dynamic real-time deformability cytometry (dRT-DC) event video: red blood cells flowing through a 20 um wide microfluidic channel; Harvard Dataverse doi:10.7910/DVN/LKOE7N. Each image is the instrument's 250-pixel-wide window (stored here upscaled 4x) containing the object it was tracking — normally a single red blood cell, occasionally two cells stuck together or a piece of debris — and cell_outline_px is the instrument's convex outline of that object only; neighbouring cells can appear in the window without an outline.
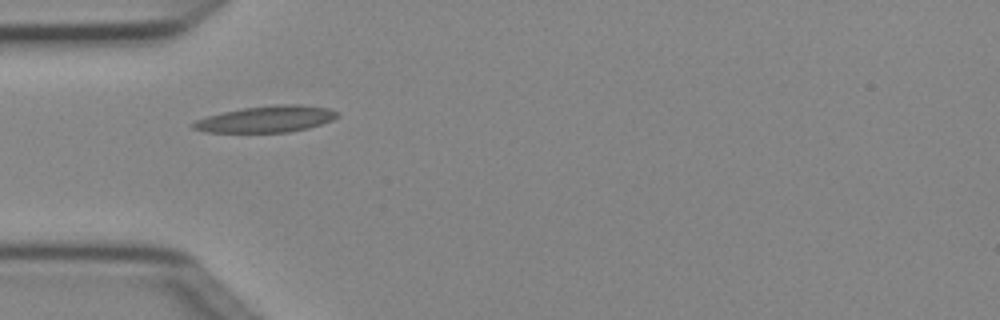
{"species": "Egyptian fruit bat (a non-hibernating species)", "species_latin": "Rousettus aegyptiacus", "temperature_condition": "cold", "stored_images_in_passage": 8, "camera_frame_rate_fps": 3000, "um_per_image_px": 0.085, "animal": {"sex": "female"}, "frame": {"image": 1, "passage_image": 5, "time_ms": 1.333, "image_size_px": [1000, 320], "cell_outline_px": [[340, 116], [332, 120], [308, 128], [288, 132], [204, 132], [192, 128], [188, 124], [196, 120], [208, 116], [224, 112], [244, 108], [276, 104], [300, 104], [328, 108], [340, 112]], "centroid_in_image_um": [22.65, 10.12], "position_along_channel_um": 62.4, "area_um2": 22.25}}
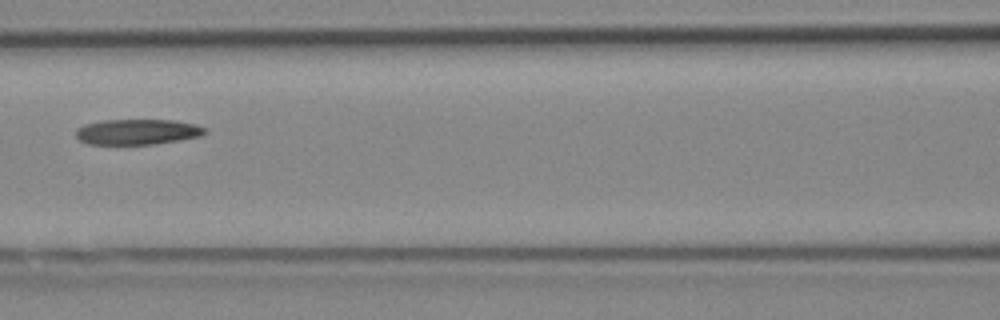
{"frame": {"image": 2, "passage_image": 7, "time_ms": 2.0, "image_size_px": [1000, 320], "cell_outline_px": [[208, 132], [200, 136], [180, 140], [156, 144], [88, 144], [80, 140], [76, 136], [76, 128], [84, 124], [104, 120], [176, 120], [196, 124], [204, 128]], "centroid_in_image_um": [11.69, 11.2], "position_along_channel_um": 154.9, "area_um2": 19.25}}
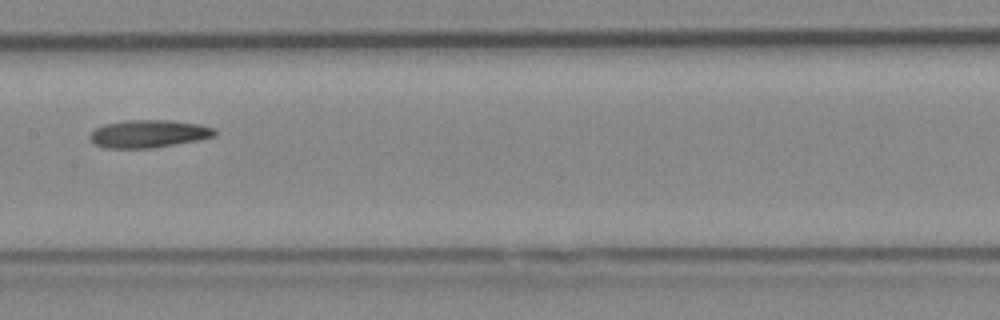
{"frame": {"image": 3, "passage_image": 8, "time_ms": 2.333, "image_size_px": [1000, 320], "cell_outline_px": [[216, 136], [200, 140], [152, 148], [104, 148], [96, 144], [88, 136], [96, 128], [104, 124], [124, 120], [172, 120], [200, 124], [216, 128]], "centroid_in_image_um": [12.68, 11.36], "position_along_channel_um": 194.7, "area_um2": 20.35}}